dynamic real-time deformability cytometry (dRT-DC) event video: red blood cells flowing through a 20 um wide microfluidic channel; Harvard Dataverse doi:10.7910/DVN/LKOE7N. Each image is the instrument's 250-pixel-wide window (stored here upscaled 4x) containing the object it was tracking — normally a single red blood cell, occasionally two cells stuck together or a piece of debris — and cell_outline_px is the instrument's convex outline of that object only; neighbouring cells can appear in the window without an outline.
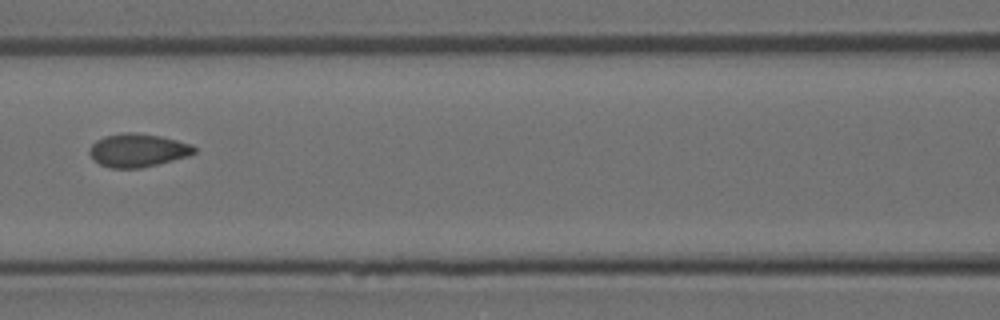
{"species": "Egyptian fruit bat (a non-hibernating species)", "species_latin": "Rousettus aegyptiacus", "temperature_condition": "room temperature", "stored_images_in_passage": 8, "camera_frame_rate_fps": 3000, "um_per_image_px": 0.085, "animal": {"sex": "female"}, "frame": {"image": 1, "passage_image": 6, "time_ms": 5.667, "image_size_px": [1000, 320], "cell_outline_px": [[196, 152], [188, 156], [140, 168], [112, 168], [100, 164], [88, 152], [88, 148], [96, 140], [104, 136], [120, 132], [136, 132], [160, 136], [192, 144], [196, 148]], "centroid_in_image_um": [11.7, 12.75], "position_along_channel_um": 154.9, "area_um2": 20.29}}